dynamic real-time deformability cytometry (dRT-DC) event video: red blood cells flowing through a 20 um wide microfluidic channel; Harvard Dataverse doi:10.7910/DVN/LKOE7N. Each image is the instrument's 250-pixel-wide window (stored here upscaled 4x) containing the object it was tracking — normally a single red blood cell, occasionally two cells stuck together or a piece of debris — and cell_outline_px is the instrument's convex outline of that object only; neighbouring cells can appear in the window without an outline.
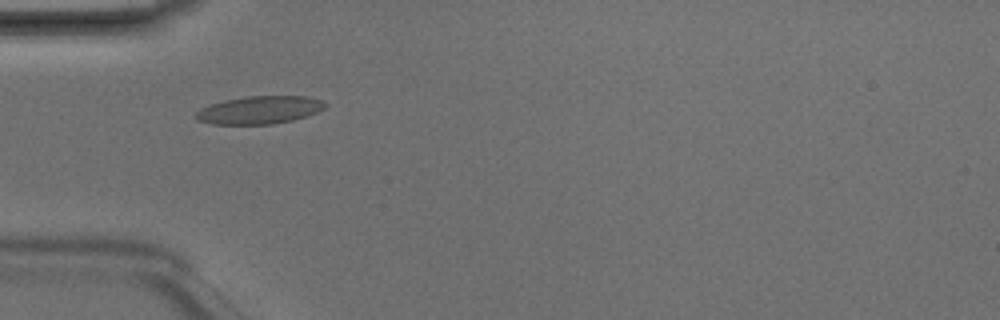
{"species": "Egyptian fruit bat (a non-hibernating species)", "species_latin": "Rousettus aegyptiacus", "temperature_condition": "room temperature", "stored_images_in_passage": 3, "camera_frame_rate_fps": 3000, "um_per_image_px": 0.085, "animal": {"sex": "male"}, "frame": {"image": 1, "passage_image": 2, "time_ms": 0.333, "image_size_px": [1000, 320], "cell_outline_px": [[328, 104], [324, 108], [316, 112], [292, 120], [272, 124], [212, 124], [196, 120], [196, 112], [200, 108], [224, 100], [248, 96], [304, 96], [320, 100]], "centroid_in_image_um": [22.03, 9.35], "position_along_channel_um": 63.0, "area_um2": 20.75}}